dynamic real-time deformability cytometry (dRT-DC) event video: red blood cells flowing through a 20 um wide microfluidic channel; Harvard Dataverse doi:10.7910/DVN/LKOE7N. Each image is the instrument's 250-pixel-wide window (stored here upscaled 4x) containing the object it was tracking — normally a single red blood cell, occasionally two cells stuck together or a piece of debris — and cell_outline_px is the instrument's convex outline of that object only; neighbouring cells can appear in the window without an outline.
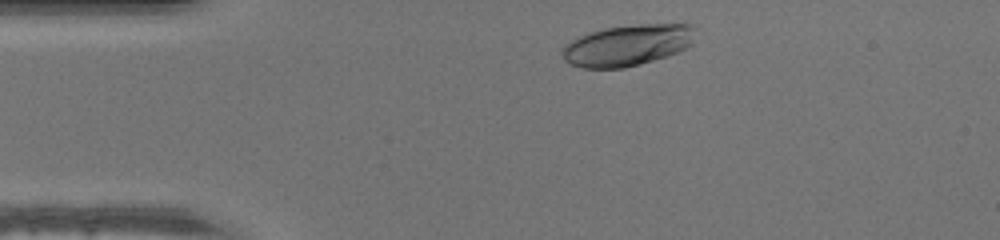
{"species": "human", "species_latin": "Homo sapiens", "temperature_condition": "warm", "stored_images_in_passage": 33, "camera_frame_rate_fps": 3000, "um_per_image_px": 0.085, "donor": {"sex": "male"}, "frame": {"image": 1, "passage_image": 2, "time_ms": 0.333, "image_size_px": [1000, 240], "cell_outline_px": [[696, 28], [692, 44], [668, 56], [640, 64], [624, 68], [580, 68], [564, 60], [560, 52], [560, 48], [564, 44], [588, 32], [604, 28], [636, 24], [692, 24]], "centroid_in_image_um": [53.31, 3.84], "position_along_channel_um": 31.7, "area_um2": 32.25}}
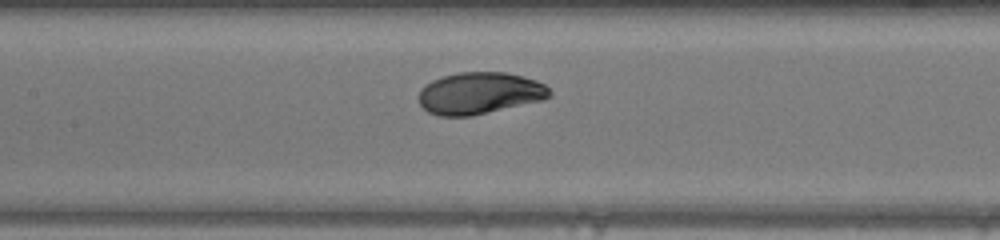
{"frame": {"image": 2, "passage_image": 15, "time_ms": 4.667, "image_size_px": [1000, 240], "cell_outline_px": [[552, 96], [544, 100], [472, 116], [440, 116], [428, 112], [420, 104], [416, 96], [420, 88], [424, 84], [432, 80], [456, 72], [508, 72], [536, 80], [544, 84], [552, 92]], "centroid_in_image_um": [40.75, 7.92], "position_along_channel_um": 166.7, "area_um2": 32.37}}
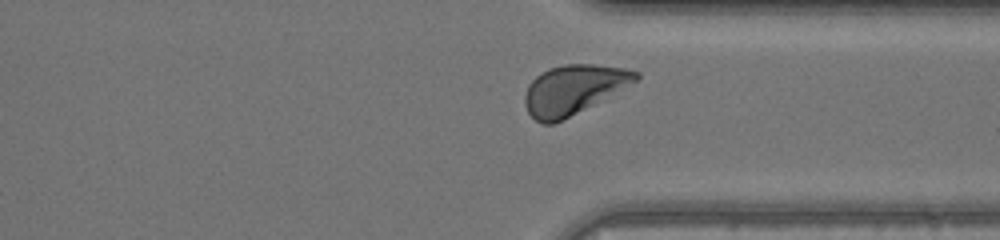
{"frame": {"image": 3, "passage_image": 29, "time_ms": 9.333, "image_size_px": [1000, 240], "cell_outline_px": [[640, 76], [636, 80], [592, 104], [552, 124], [540, 124], [528, 112], [524, 104], [524, 96], [528, 84], [536, 76], [548, 68], [564, 64], [592, 64], [624, 68], [640, 72]], "centroid_in_image_um": [48.67, 7.59], "position_along_channel_um": 362.7, "area_um2": 31.15}}